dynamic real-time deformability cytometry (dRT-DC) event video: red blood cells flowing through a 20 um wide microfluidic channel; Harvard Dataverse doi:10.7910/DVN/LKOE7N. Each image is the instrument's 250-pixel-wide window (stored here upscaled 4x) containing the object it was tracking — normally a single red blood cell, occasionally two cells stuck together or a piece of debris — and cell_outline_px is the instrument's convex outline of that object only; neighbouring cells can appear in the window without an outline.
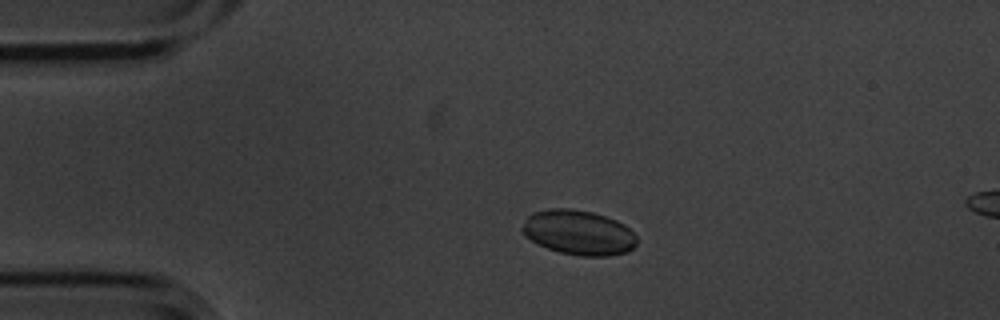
{"species": "common noctule bat (a hibernating species)", "species_latin": "Nyctalus noctula", "temperature_condition": "cold", "stored_images_in_passage": 6, "segment_of_instrument_passage": [1, 2], "camera_frame_rate_fps": 3000, "um_per_image_px": 0.085, "animal": {"sex": "male", "body_mass_g": 20.1, "forearm_length_mm": 53.5}, "frame": {"image": 1, "passage_image": 4, "time_ms": 1.0, "image_size_px": [1000, 320], "cell_outline_px": [[636, 244], [628, 252], [608, 256], [580, 256], [560, 252], [536, 244], [524, 236], [520, 228], [528, 216], [532, 212], [548, 208], [568, 208], [592, 212], [616, 220], [624, 224], [636, 236]], "centroid_in_image_um": [49.14, 19.76], "position_along_channel_um": 35.9, "area_um2": 30.06}}